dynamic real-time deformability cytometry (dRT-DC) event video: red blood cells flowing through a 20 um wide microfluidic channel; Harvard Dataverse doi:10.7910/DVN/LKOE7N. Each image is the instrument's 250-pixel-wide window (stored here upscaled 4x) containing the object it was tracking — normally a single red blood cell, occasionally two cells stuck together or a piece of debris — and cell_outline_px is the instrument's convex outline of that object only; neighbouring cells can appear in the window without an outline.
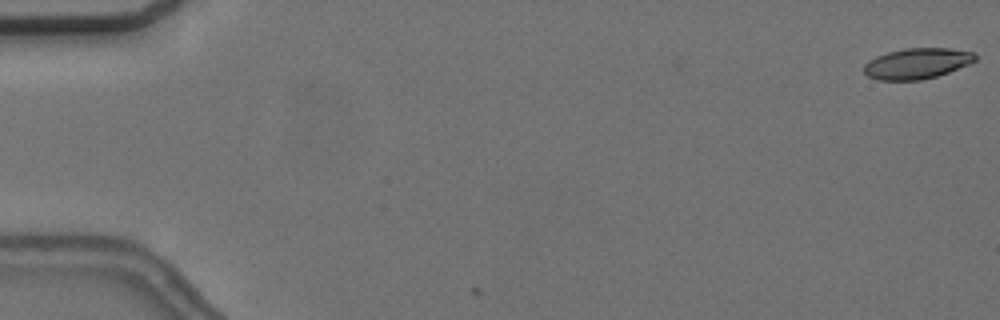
{"species": "common noctule bat (a hibernating species)", "species_latin": "Nyctalus noctula", "temperature_condition": "cold", "stored_images_in_passage": 3, "camera_frame_rate_fps": 3000, "um_per_image_px": 0.085, "animal": {"sex": "female", "body_mass_g": 24.6, "forearm_length_mm": 56.2}, "frame": {"image": 1, "passage_image": 1, "time_ms": 0.0, "image_size_px": [1000, 320], "cell_outline_px": [[976, 60], [968, 64], [948, 72], [936, 76], [920, 80], [876, 80], [868, 76], [864, 72], [864, 64], [868, 60], [876, 56], [888, 52], [904, 48], [948, 48], [972, 52], [976, 56]], "centroid_in_image_um": [77.9, 5.39], "position_along_channel_um": 7.1, "area_um2": 19.83}}